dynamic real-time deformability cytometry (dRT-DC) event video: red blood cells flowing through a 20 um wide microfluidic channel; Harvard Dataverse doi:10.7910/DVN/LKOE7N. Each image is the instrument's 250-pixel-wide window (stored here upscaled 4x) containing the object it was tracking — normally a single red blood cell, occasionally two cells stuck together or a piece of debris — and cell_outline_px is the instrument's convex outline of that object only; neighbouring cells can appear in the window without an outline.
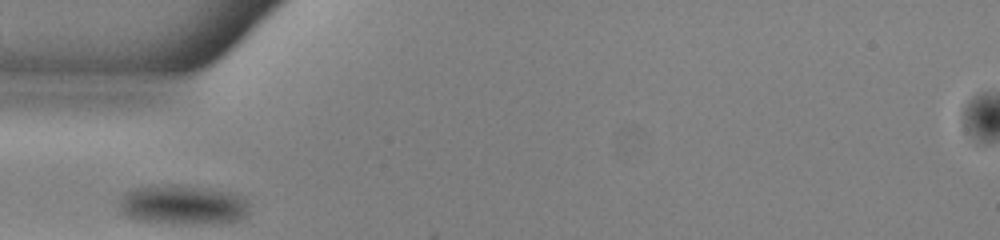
{"species": "common noctule bat (a hibernating species)", "species_latin": "Nyctalus noctula", "temperature_condition": "warm", "stored_images_in_passage": 25, "camera_frame_rate_fps": 3000, "um_per_image_px": 0.085, "animal": {"sex": "male", "body_mass_g": 13.0, "forearm_length_mm": 53.1}, "frame": {"image": 1, "passage_image": 1, "time_ms": 0.0, "image_size_px": [1000, 240], "cell_outline_px": [[248, 212], [240, 220], [220, 224], [172, 224], [136, 220], [120, 212], [116, 208], [124, 192], [136, 188], [172, 184], [176, 184], [232, 192], [244, 196], [248, 200]], "centroid_in_image_um": [15.55, 17.43], "position_along_channel_um": 69.5, "area_um2": 30.69}}
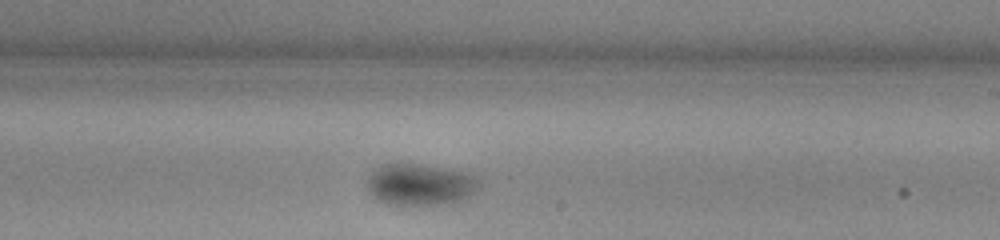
{"frame": {"image": 2, "passage_image": 15, "time_ms": 4.667, "image_size_px": [1000, 240], "cell_outline_px": [[480, 184], [468, 196], [452, 204], [388, 204], [372, 196], [368, 192], [364, 180], [376, 168], [384, 164], [420, 164], [468, 172]], "centroid_in_image_um": [35.64, 15.68], "position_along_channel_um": 253.4, "area_um2": 26.99}}
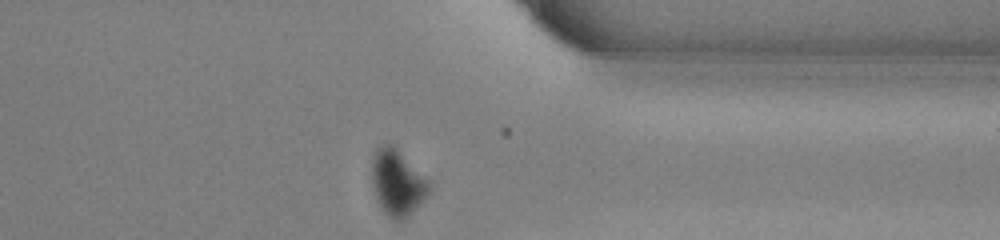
{"frame": {"image": 3, "passage_image": 25, "time_ms": 8.0, "image_size_px": [1000, 240], "cell_outline_px": [[432, 188], [428, 196], [404, 220], [392, 220], [384, 212], [376, 200], [372, 184], [372, 156], [376, 148], [384, 144], [392, 144], [428, 180]], "centroid_in_image_um": [33.77, 15.55], "position_along_channel_um": 377.6, "area_um2": 22.02}}